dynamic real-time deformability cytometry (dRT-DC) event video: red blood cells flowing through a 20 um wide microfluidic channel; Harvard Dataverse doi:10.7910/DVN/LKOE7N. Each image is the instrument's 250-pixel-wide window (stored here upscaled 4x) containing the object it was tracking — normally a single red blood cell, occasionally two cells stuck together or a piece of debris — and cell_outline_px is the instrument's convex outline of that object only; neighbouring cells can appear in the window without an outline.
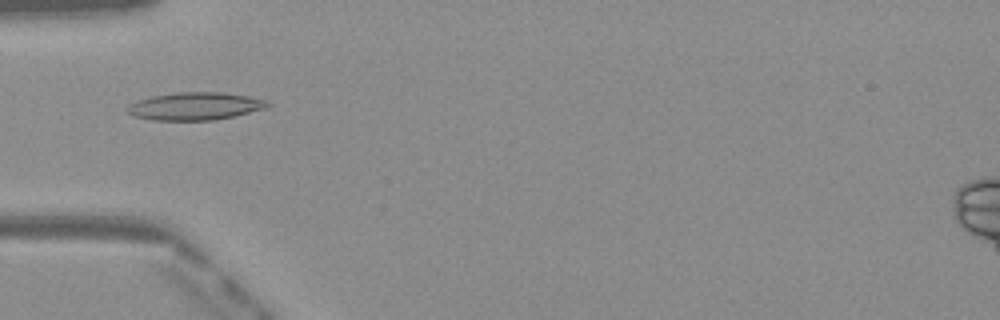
{"species": "Egyptian fruit bat (a non-hibernating species)", "species_latin": "Rousettus aegyptiacus", "temperature_condition": "warm", "stored_images_in_passage": 49, "camera_frame_rate_fps": 3000, "um_per_image_px": 0.085, "frame": {"image": 1, "passage_image": 16, "time_ms": 5.0, "image_size_px": [1000, 320], "cell_outline_px": [[272, 104], [268, 108], [236, 116], [212, 120], [152, 120], [136, 116], [128, 112], [124, 108], [128, 104], [136, 100], [152, 96], [176, 92], [224, 92], [248, 96], [268, 100]], "centroid_in_image_um": [16.62, 9.02], "position_along_channel_um": 68.4, "area_um2": 22.95}}
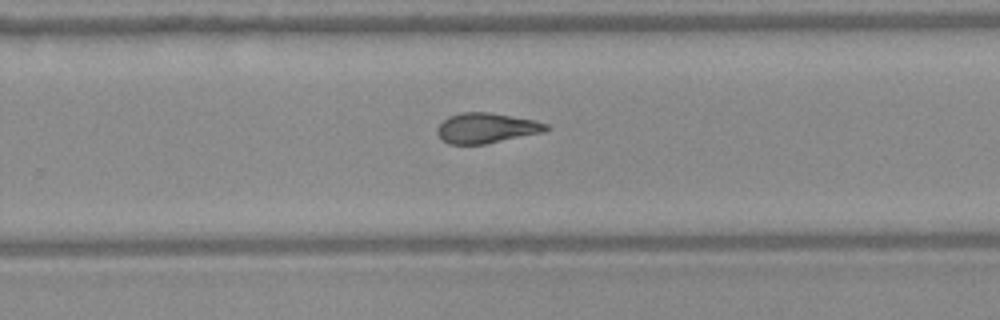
{"frame": {"image": 2, "passage_image": 32, "time_ms": 10.333, "image_size_px": [1000, 320], "cell_outline_px": [[552, 128], [544, 132], [484, 144], [448, 144], [436, 132], [436, 128], [448, 116], [460, 112], [488, 112], [536, 120], [548, 124]], "centroid_in_image_um": [41.36, 10.87], "position_along_channel_um": 288.4, "area_um2": 19.19}}
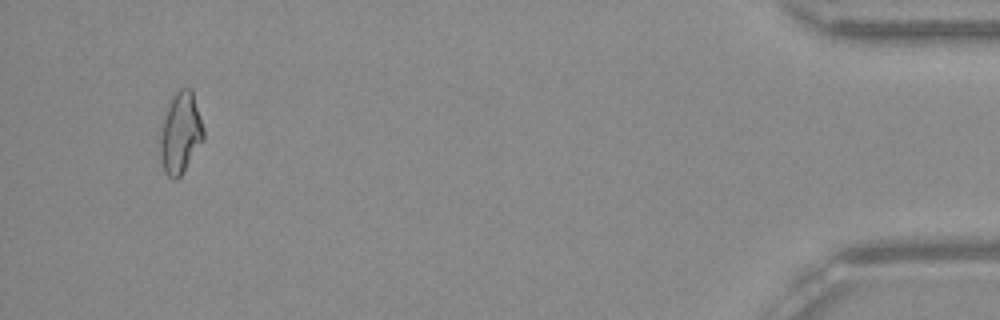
{"frame": {"image": 3, "passage_image": 47, "time_ms": 15.333, "image_size_px": [1000, 320], "cell_outline_px": [[204, 140], [180, 176], [176, 180], [172, 180], [164, 172], [160, 152], [160, 136], [164, 116], [172, 96], [180, 88], [192, 88], [204, 128]], "centroid_in_image_um": [15.35, 11.3], "position_along_channel_um": 419.8, "area_um2": 20.52}, "authors_computed_cell_mechanics": {"area_um2": 19.8832, "velocity_mm_per_s": 4.1152, "shape_relaxation_time_tau1_ms": 11.1501, "shape_relaxation_time_tau2_ms": 1.4735, "deformation_change_tau1": 0.279, "deformation_change_tau2": 0.0883}}